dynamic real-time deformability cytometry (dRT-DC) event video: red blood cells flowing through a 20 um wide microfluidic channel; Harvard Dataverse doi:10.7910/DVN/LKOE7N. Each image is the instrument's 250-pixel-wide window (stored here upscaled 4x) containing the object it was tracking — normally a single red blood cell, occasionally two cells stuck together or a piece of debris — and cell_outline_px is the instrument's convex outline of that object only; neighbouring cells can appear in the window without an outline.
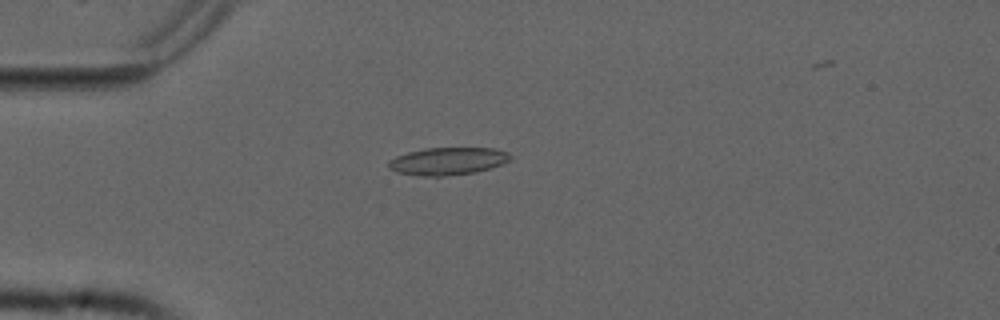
{"species": "common noctule bat (a hibernating species)", "species_latin": "Nyctalus noctula", "temperature_condition": "cold", "stored_images_in_passage": 55, "camera_frame_rate_fps": 3000, "um_per_image_px": 0.085, "animal": {"sex": "male", "forearm_length_mm": 52.5}, "frame": {"image": 1, "passage_image": 15, "time_ms": 4.667, "image_size_px": [1000, 320], "cell_outline_px": [[512, 156], [508, 160], [500, 164], [476, 172], [440, 176], [420, 176], [396, 172], [388, 168], [388, 160], [396, 156], [408, 152], [424, 148], [492, 148], [508, 152]], "centroid_in_image_um": [38.0, 13.69], "position_along_channel_um": 47.0, "area_um2": 19.42}}
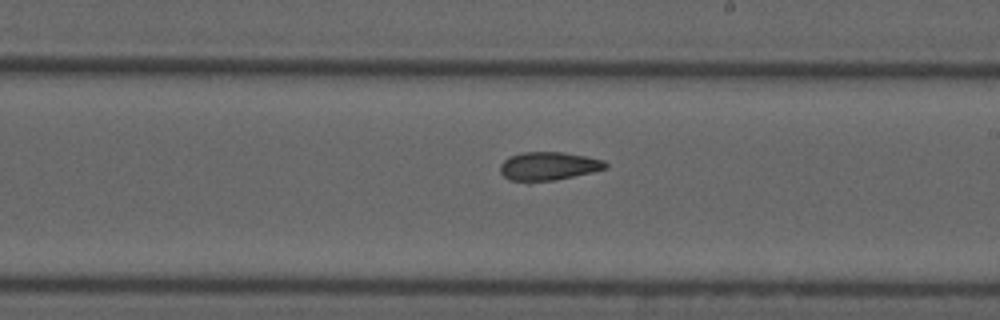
{"frame": {"image": 2, "passage_image": 32, "time_ms": 10.333, "image_size_px": [1000, 320], "cell_outline_px": [[608, 168], [592, 172], [556, 180], [528, 184], [508, 180], [500, 172], [500, 164], [504, 160], [512, 156], [524, 152], [564, 152], [604, 160], [608, 164]], "centroid_in_image_um": [46.59, 14.16], "position_along_channel_um": 242.4, "area_um2": 17.86}}
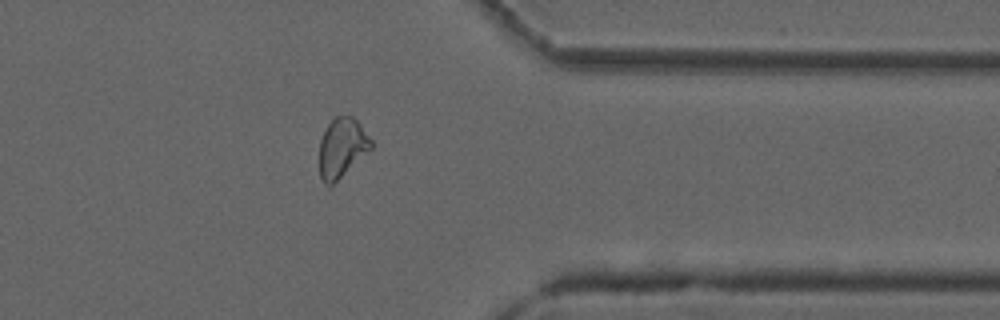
{"frame": {"image": 3, "passage_image": 44, "time_ms": 14.333, "image_size_px": [1000, 320], "cell_outline_px": [[372, 148], [328, 188], [324, 184], [320, 176], [320, 140], [328, 124], [336, 116], [352, 116], [360, 124], [372, 140]], "centroid_in_image_um": [29.06, 12.56], "position_along_channel_um": 382.3, "area_um2": 17.63}, "authors_computed_cell_mechanics": {"area_um2": 18.3226, "velocity_mm_per_s": 3.754, "shape_relaxation_time_tau1_ms": null, "shape_relaxation_time_tau2_ms": 3.8165, "deformation_change_tau1": null, "deformation_change_tau2": 0.0943}}